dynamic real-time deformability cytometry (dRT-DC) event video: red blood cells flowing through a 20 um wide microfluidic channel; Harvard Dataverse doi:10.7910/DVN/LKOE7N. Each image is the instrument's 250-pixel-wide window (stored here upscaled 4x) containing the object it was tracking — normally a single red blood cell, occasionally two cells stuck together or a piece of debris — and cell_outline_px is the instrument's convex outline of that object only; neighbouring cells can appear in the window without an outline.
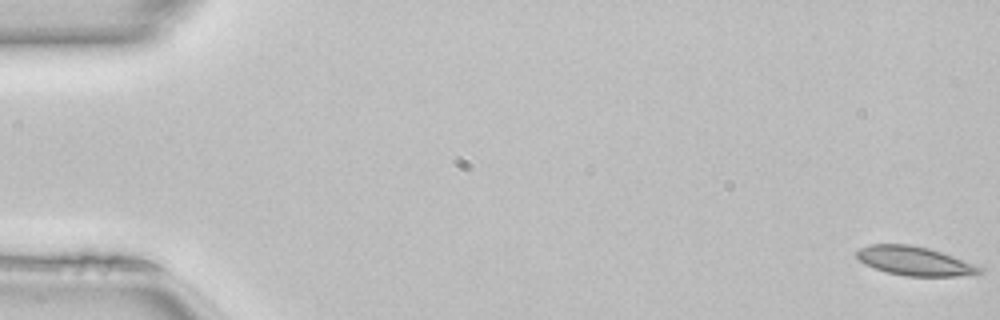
{"species": "common noctule bat (a hibernating species)", "species_latin": "Nyctalus noctula", "temperature_condition": "room temperature", "stored_images_in_passage": 50, "camera_frame_rate_fps": 3000, "um_per_image_px": 0.085, "animal": {"sex": "female", "body_mass_g": 22.7, "forearm_length_mm": 54.2}, "frame": {"image": 1, "passage_image": 1, "time_ms": 0.0, "image_size_px": [1000, 320], "cell_outline_px": [[984, 272], [972, 276], [904, 276], [888, 272], [864, 264], [856, 256], [856, 252], [860, 248], [872, 244], [912, 244], [928, 248], [952, 256], [984, 268]], "centroid_in_image_um": [77.78, 22.19], "position_along_channel_um": 7.2, "area_um2": 20.75}}
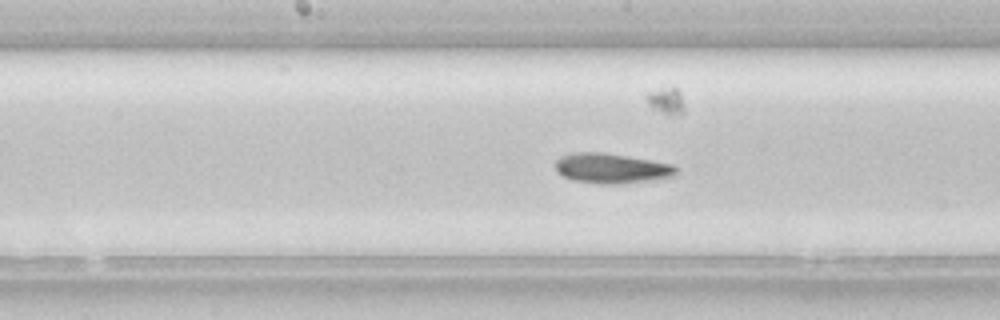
{"frame": {"image": 2, "passage_image": 26, "time_ms": 8.333, "image_size_px": [1000, 320], "cell_outline_px": [[680, 168], [676, 176], [612, 184], [604, 184], [572, 180], [556, 172], [556, 160], [560, 156], [572, 152], [600, 152], [672, 164]], "centroid_in_image_um": [51.95, 14.3], "position_along_channel_um": 196.3, "area_um2": 20.81}}
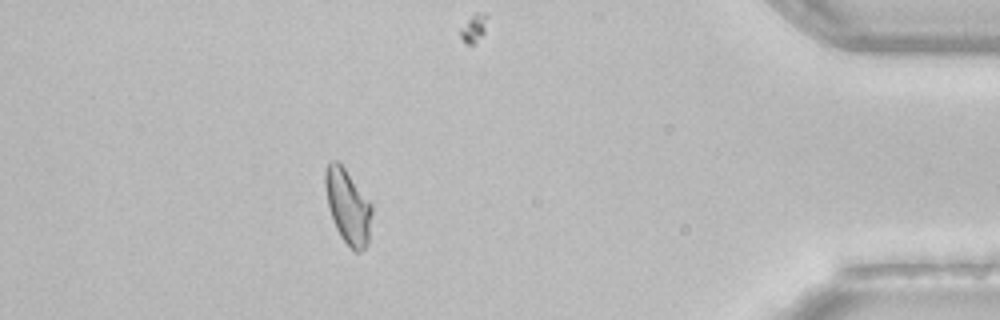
{"frame": {"image": 3, "passage_image": 45, "time_ms": 14.667, "image_size_px": [1000, 320], "cell_outline_px": [[372, 212], [368, 244], [360, 252], [356, 252], [340, 236], [332, 220], [328, 208], [324, 184], [324, 172], [328, 160], [336, 160], [344, 168], [372, 204]], "centroid_in_image_um": [29.55, 17.53], "position_along_channel_um": 405.7, "area_um2": 20.29}, "authors_computed_cell_mechanics": {"area_um2": 20.519, "velocity_mm_per_s": 4.1104, "shape_relaxation_time_tau1_ms": null, "shape_relaxation_time_tau2_ms": 8.6166, "deformation_change_tau1": null, "deformation_change_tau2": 0.1531}}